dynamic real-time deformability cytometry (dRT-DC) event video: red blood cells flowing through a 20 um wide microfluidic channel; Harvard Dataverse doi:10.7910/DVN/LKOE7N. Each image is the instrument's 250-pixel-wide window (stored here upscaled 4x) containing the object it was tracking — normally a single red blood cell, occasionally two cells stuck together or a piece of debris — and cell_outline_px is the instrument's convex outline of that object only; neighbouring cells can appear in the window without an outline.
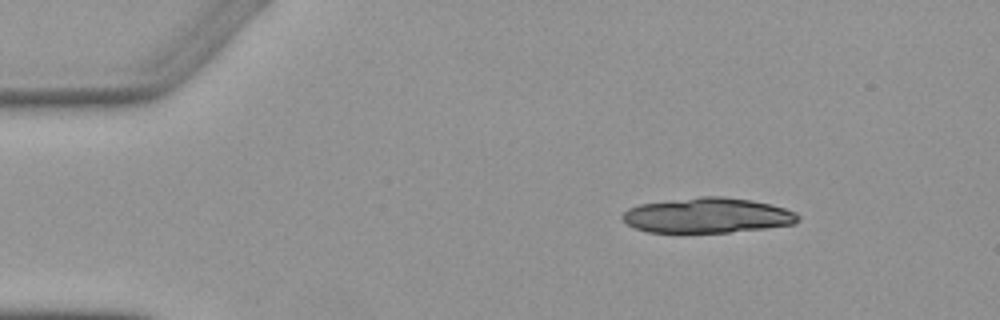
{"species": "Egyptian fruit bat (a non-hibernating species)", "species_latin": "Rousettus aegyptiacus", "temperature_condition": "warm", "stored_images_in_passage": 3, "camera_frame_rate_fps": 3000, "um_per_image_px": 0.085, "animal": {"sex": "female"}, "frame": {"image": 1, "passage_image": 1, "time_ms": 0.0, "image_size_px": [1000, 320], "cell_outline_px": [[800, 220], [796, 224], [764, 228], [728, 232], [648, 232], [636, 228], [628, 224], [620, 216], [628, 208], [640, 204], [700, 196], [724, 196], [752, 200], [784, 208], [796, 212], [800, 216]], "centroid_in_image_um": [60.15, 18.3], "position_along_channel_um": 24.8, "area_um2": 35.89}}
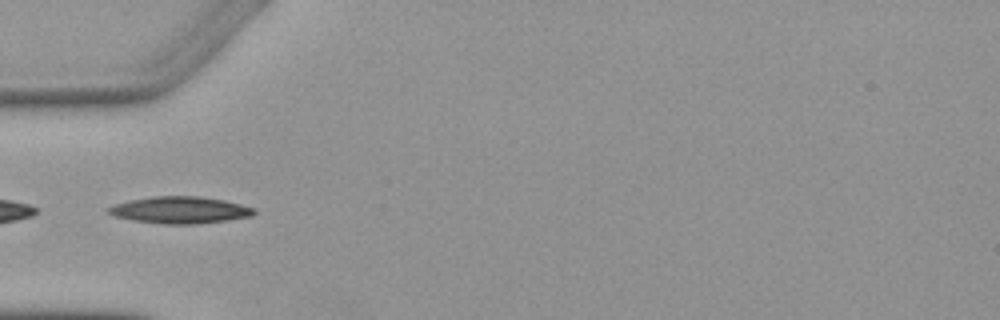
{"frame": {"image": 2, "passage_image": 3, "time_ms": 3.333, "image_size_px": [1000, 320], "cell_outline_px": [[256, 212], [252, 216], [228, 220], [196, 224], [164, 224], [132, 220], [116, 216], [108, 212], [108, 208], [116, 204], [132, 200], [152, 196], [200, 196], [224, 200], [240, 204], [252, 208]], "centroid_in_image_um": [15.33, 17.85], "position_along_channel_um": 69.7, "area_um2": 22.54}}